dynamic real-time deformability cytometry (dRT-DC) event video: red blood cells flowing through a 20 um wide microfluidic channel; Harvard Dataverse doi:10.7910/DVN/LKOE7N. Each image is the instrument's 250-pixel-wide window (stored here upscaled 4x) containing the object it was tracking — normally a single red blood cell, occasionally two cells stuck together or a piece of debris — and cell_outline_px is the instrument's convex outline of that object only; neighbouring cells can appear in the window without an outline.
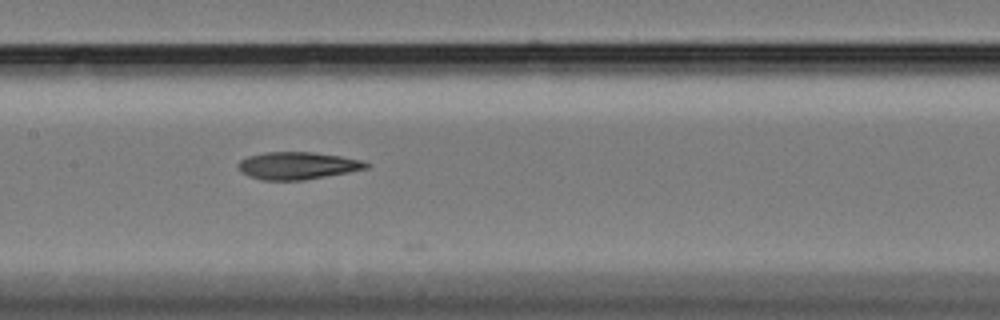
{"species": "Egyptian fruit bat (a non-hibernating species)", "species_latin": "Rousettus aegyptiacus", "temperature_condition": "cold", "stored_images_in_passage": 15, "camera_frame_rate_fps": 3000, "um_per_image_px": 0.085, "animal": {"sex": "female"}, "frame": {"image": 1, "passage_image": 11, "time_ms": 3.333, "image_size_px": [1000, 320], "cell_outline_px": [[372, 164], [368, 168], [348, 172], [304, 180], [260, 180], [248, 176], [236, 164], [240, 160], [248, 156], [264, 152], [312, 152], [340, 156], [360, 160]], "centroid_in_image_um": [25.28, 14.08], "position_along_channel_um": 182.1, "area_um2": 20.35}}
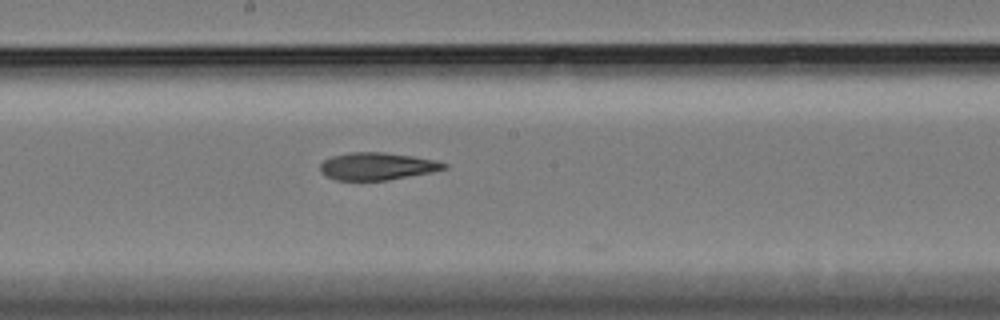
{"frame": {"image": 2, "passage_image": 14, "time_ms": 4.333, "image_size_px": [1000, 320], "cell_outline_px": [[448, 168], [432, 172], [388, 180], [336, 180], [324, 176], [320, 172], [320, 164], [324, 160], [332, 156], [348, 152], [384, 152], [412, 156], [436, 160], [448, 164]], "centroid_in_image_um": [32.04, 14.13], "position_along_channel_um": 216.2, "area_um2": 19.94}}